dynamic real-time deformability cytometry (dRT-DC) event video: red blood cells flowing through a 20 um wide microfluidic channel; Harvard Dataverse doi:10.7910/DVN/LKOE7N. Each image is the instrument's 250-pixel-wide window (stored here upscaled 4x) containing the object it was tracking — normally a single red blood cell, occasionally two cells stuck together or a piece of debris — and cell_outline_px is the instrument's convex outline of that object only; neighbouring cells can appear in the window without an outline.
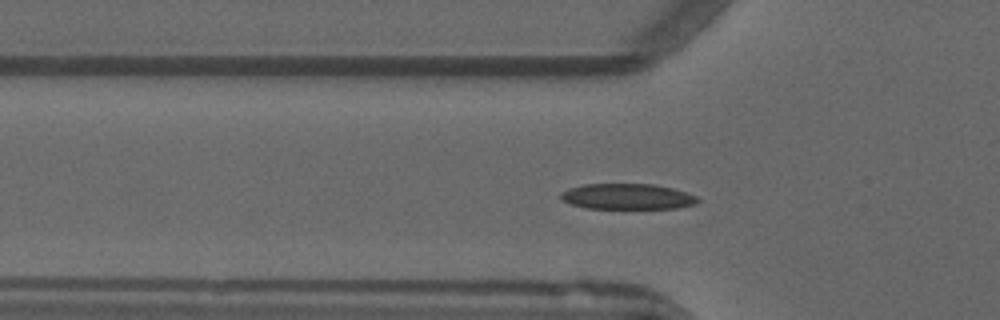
{"species": "common noctule bat (a hibernating species)", "species_latin": "Nyctalus noctula", "temperature_condition": "warm", "stored_images_in_passage": 49, "camera_frame_rate_fps": 3000, "um_per_image_px": 0.085, "animal": {"sex": "male", "forearm_length_mm": 52.5}, "frame": {"image": 1, "passage_image": 14, "time_ms": 4.333, "image_size_px": [1000, 320], "cell_outline_px": [[700, 200], [696, 204], [676, 208], [588, 208], [572, 204], [564, 200], [560, 196], [560, 192], [568, 188], [584, 184], [652, 184], [672, 188], [696, 196]], "centroid_in_image_um": [53.32, 16.7], "position_along_channel_um": 72.5, "area_um2": 20.29}}
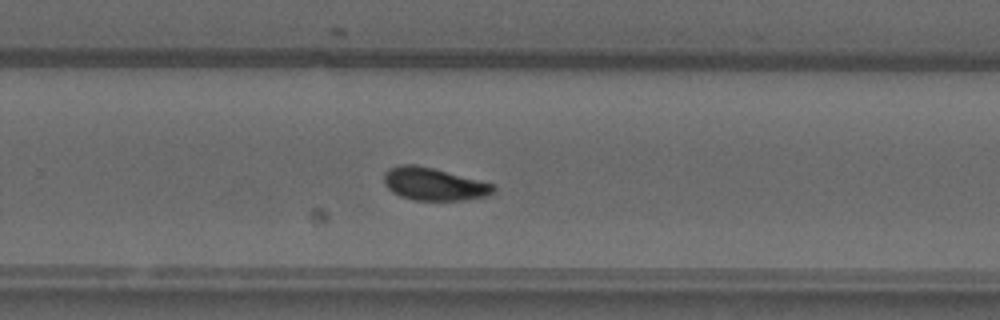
{"frame": {"image": 2, "passage_image": 31, "time_ms": 10.0, "image_size_px": [1000, 320], "cell_outline_px": [[496, 192], [488, 196], [464, 200], [412, 200], [400, 196], [392, 192], [384, 184], [384, 172], [388, 168], [400, 164], [416, 164], [496, 184]], "centroid_in_image_um": [36.89, 15.65], "position_along_channel_um": 292.9, "area_um2": 21.1}}
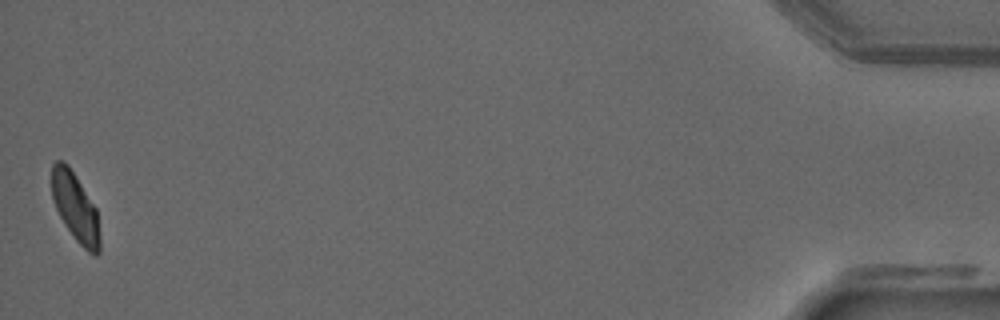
{"frame": {"image": 3, "passage_image": 49, "time_ms": 16.0, "image_size_px": [1000, 320], "cell_outline_px": [[100, 252], [96, 256], [88, 252], [76, 240], [64, 224], [52, 200], [52, 164], [56, 160], [64, 160], [68, 164], [96, 208], [100, 236]], "centroid_in_image_um": [6.4, 17.62], "position_along_channel_um": 428.8, "area_um2": 19.19}, "authors_computed_cell_mechanics": {"area_um2": 20.2878, "velocity_mm_per_s": 3.8843, "shape_relaxation_time_tau1_ms": 6.1025, "shape_relaxation_time_tau2_ms": 1.6108, "deformation_change_tau1": 0.1896, "deformation_change_tau2": 0.0583}}